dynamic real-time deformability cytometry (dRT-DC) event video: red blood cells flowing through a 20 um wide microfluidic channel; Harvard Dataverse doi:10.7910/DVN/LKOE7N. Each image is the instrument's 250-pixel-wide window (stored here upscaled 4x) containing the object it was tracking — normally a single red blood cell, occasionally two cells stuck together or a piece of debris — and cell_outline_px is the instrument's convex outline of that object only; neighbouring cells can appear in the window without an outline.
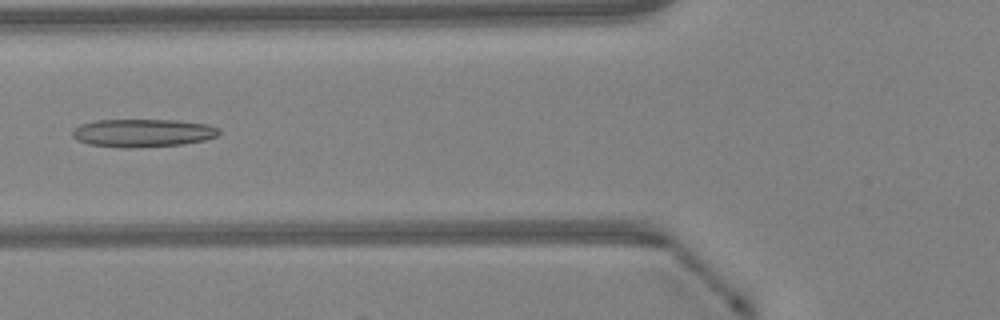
{"species": "Egyptian fruit bat (a non-hibernating species)", "species_latin": "Rousettus aegyptiacus", "temperature_condition": "warm", "stored_images_in_passage": 47, "camera_frame_rate_fps": 3000, "um_per_image_px": 0.085, "animal": {"sex": "female"}, "frame": {"image": 1, "passage_image": 18, "time_ms": 5.667, "image_size_px": [1000, 320], "cell_outline_px": [[220, 132], [216, 136], [204, 140], [184, 144], [132, 148], [124, 148], [88, 144], [76, 140], [72, 136], [72, 132], [80, 124], [96, 120], [180, 120], [208, 124], [220, 128]], "centroid_in_image_um": [12.15, 11.3], "position_along_channel_um": 113.7, "area_um2": 24.1}}
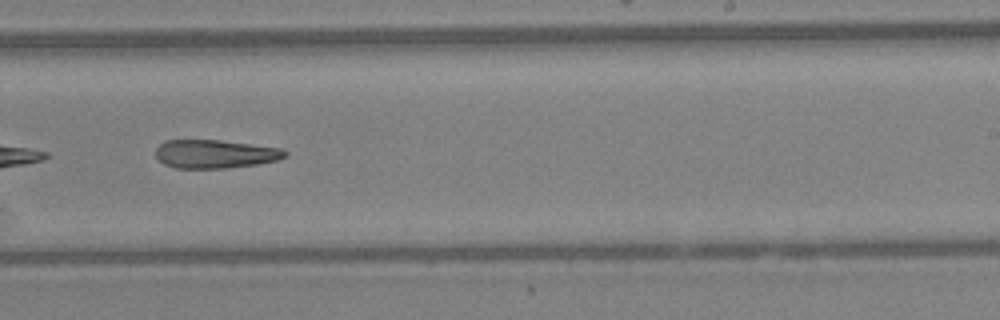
{"frame": {"image": 2, "passage_image": 29, "time_ms": 9.333, "image_size_px": [1000, 320], "cell_outline_px": [[288, 152], [284, 156], [276, 160], [256, 164], [228, 168], [176, 168], [164, 164], [156, 156], [156, 148], [164, 140], [220, 140], [284, 148]], "centroid_in_image_um": [18.28, 13.08], "position_along_channel_um": 270.7, "area_um2": 21.44}}
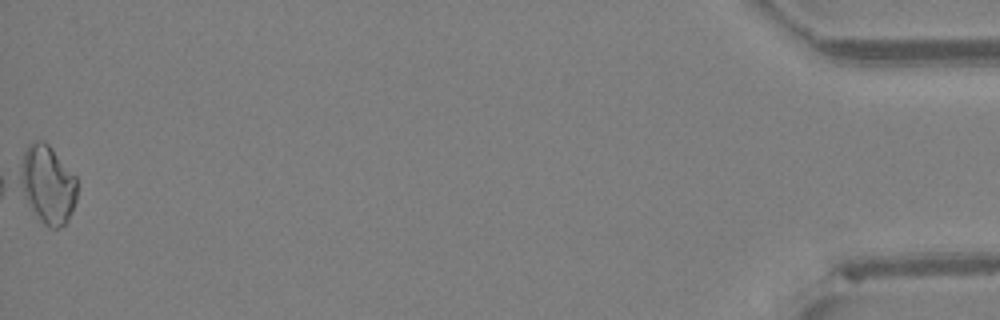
{"frame": {"image": 3, "passage_image": 47, "time_ms": 15.333, "image_size_px": [1000, 320], "cell_outline_px": [[76, 200], [68, 220], [64, 224], [56, 228], [48, 228], [40, 220], [32, 208], [16, 180], [24, 152], [28, 144], [36, 140], [44, 140], [52, 148], [76, 176]], "centroid_in_image_um": [4.02, 15.64], "position_along_channel_um": 431.2, "area_um2": 25.95}}